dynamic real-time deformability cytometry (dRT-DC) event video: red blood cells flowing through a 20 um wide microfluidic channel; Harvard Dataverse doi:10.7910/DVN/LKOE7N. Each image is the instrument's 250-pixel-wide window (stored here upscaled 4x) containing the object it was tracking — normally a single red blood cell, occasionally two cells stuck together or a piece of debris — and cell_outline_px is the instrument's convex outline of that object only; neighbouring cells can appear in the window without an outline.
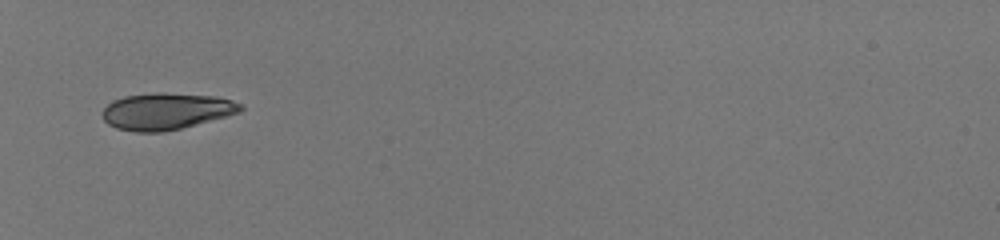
{"species": "human", "species_latin": "Homo sapiens", "temperature_condition": "room temperature", "stored_images_in_passage": 33, "camera_frame_rate_fps": 3000, "um_per_image_px": 0.085, "donor": {"sex": "male"}, "frame": {"image": 1, "passage_image": 1, "time_ms": 0.0, "image_size_px": [1000, 240], "cell_outline_px": [[244, 108], [240, 112], [228, 116], [164, 132], [136, 132], [116, 128], [108, 124], [100, 116], [100, 112], [112, 100], [124, 96], [156, 92], [164, 92], [216, 96], [232, 100], [240, 104]], "centroid_in_image_um": [14.1, 9.45], "position_along_channel_um": 70.9, "area_um2": 29.77}}
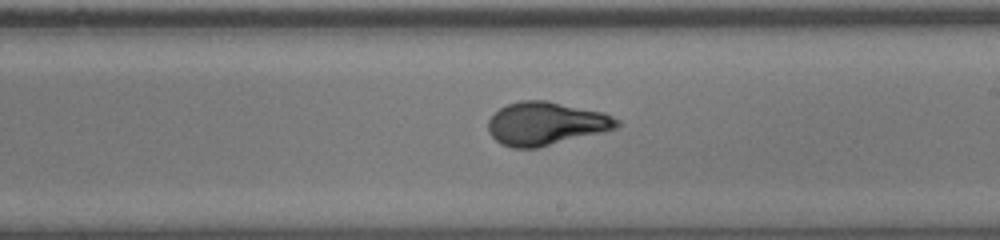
{"frame": {"image": 2, "passage_image": 15, "time_ms": 4.667, "image_size_px": [1000, 240], "cell_outline_px": [[620, 124], [616, 128], [604, 132], [536, 148], [512, 148], [500, 144], [488, 132], [488, 120], [500, 108], [508, 104], [520, 100], [548, 100], [604, 112], [620, 120]], "centroid_in_image_um": [46.41, 10.5], "position_along_channel_um": 242.6, "area_um2": 32.6}}
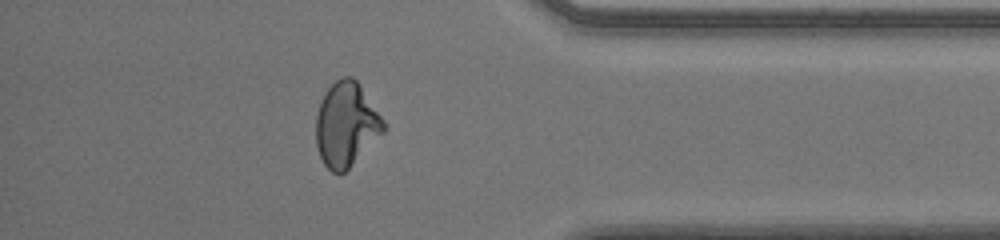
{"frame": {"image": 3, "passage_image": 28, "time_ms": 9.0, "image_size_px": [1000, 240], "cell_outline_px": [[384, 132], [344, 172], [332, 172], [324, 164], [320, 156], [316, 144], [316, 116], [320, 100], [324, 92], [336, 80], [344, 76], [352, 76], [360, 84], [384, 120]], "centroid_in_image_um": [29.41, 10.55], "position_along_channel_um": 405.8, "area_um2": 32.95}, "authors_computed_cell_mechanics": {"area_um2": 32.079, "velocity_mm_per_s": 4.015, "shape_relaxation_time_tau1_ms": 3.3562, "shape_relaxation_time_tau2_ms": null, "deformation_change_tau1": 0.1911, "deformation_change_tau2": null}}